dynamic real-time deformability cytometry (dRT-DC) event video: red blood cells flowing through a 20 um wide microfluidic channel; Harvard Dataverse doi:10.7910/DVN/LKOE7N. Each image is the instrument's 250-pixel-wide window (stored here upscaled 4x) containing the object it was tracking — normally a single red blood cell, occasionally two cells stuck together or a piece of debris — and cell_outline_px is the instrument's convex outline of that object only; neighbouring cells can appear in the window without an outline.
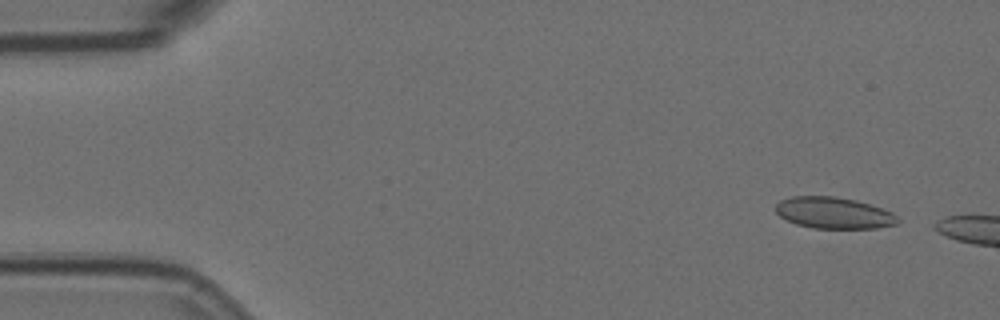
{"species": "Egyptian fruit bat (a non-hibernating species)", "species_latin": "Rousettus aegyptiacus", "temperature_condition": "room temperature", "stored_images_in_passage": 9, "camera_frame_rate_fps": 3000, "um_per_image_px": 0.085, "animal": {"sex": "female"}, "frame": {"image": 1, "passage_image": 4, "time_ms": 1.0, "image_size_px": [1000, 320], "cell_outline_px": [[900, 220], [896, 224], [876, 228], [812, 228], [796, 224], [780, 216], [776, 212], [776, 204], [780, 200], [792, 196], [836, 196], [856, 200], [892, 212]], "centroid_in_image_um": [70.85, 18.09], "position_along_channel_um": 14.1, "area_um2": 22.25}}